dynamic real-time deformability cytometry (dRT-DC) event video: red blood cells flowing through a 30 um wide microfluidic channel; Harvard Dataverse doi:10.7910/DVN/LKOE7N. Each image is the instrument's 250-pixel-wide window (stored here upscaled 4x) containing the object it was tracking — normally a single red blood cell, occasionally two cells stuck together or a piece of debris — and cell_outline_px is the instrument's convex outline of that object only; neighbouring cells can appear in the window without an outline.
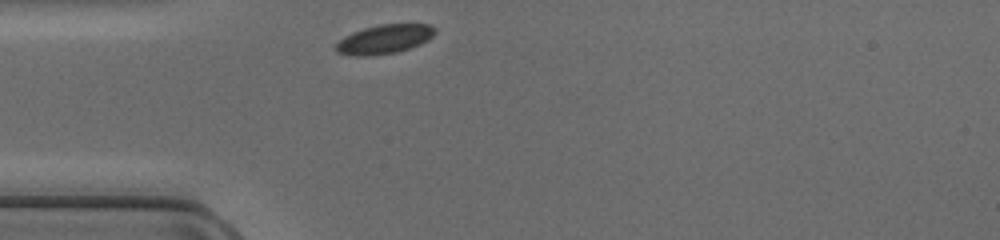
{"species": "common noctule bat (a hibernating species)", "species_latin": "Nyctalus noctula", "temperature_condition": "cold", "stored_images_in_passage": 26, "camera_frame_rate_fps": 3000, "um_per_image_px": 0.085, "animal": {"sex": "female", "body_mass_g": 17.0, "forearm_length_mm": 48.0}, "frame": {"image": 1, "passage_image": 1, "time_ms": 0.0, "image_size_px": [1000, 240], "cell_outline_px": [[436, 32], [428, 40], [420, 44], [396, 52], [368, 56], [356, 56], [336, 52], [336, 44], [344, 36], [352, 32], [364, 28], [380, 24], [428, 24], [436, 28]], "centroid_in_image_um": [32.67, 3.32], "position_along_channel_um": 52.3, "area_um2": 16.7}}
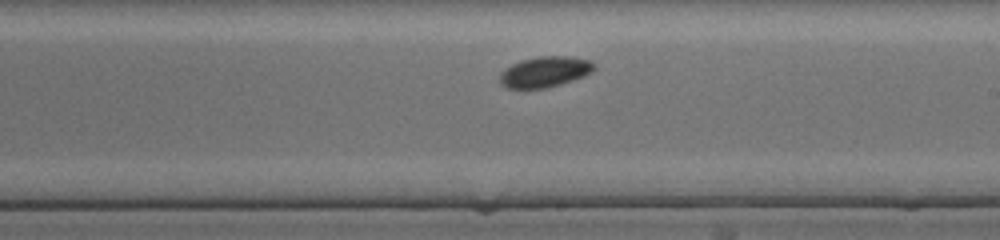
{"frame": {"image": 2, "passage_image": 15, "time_ms": 4.667, "image_size_px": [1000, 240], "cell_outline_px": [[596, 68], [592, 72], [584, 76], [560, 84], [544, 88], [508, 88], [500, 84], [500, 72], [504, 68], [520, 60], [540, 56], [568, 56], [592, 60], [596, 64]], "centroid_in_image_um": [46.33, 6.09], "position_along_channel_um": 242.7, "area_um2": 16.99}}
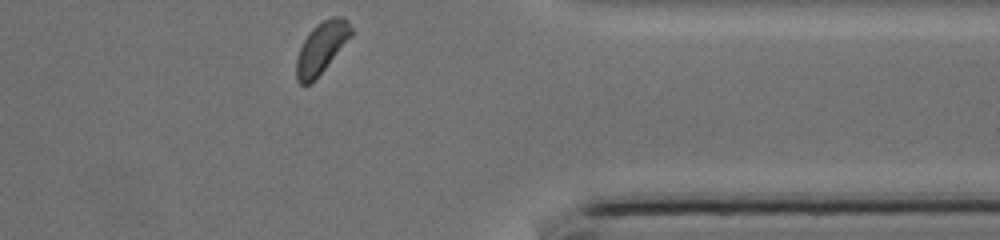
{"frame": {"image": 3, "passage_image": 26, "time_ms": 8.333, "image_size_px": [1000, 240], "cell_outline_px": [[352, 36], [324, 68], [308, 84], [300, 84], [296, 80], [296, 60], [300, 48], [308, 32], [316, 24], [332, 16], [340, 16], [348, 20], [352, 28]], "centroid_in_image_um": [27.32, 4.01], "position_along_channel_um": 384.1, "area_um2": 16.07}}